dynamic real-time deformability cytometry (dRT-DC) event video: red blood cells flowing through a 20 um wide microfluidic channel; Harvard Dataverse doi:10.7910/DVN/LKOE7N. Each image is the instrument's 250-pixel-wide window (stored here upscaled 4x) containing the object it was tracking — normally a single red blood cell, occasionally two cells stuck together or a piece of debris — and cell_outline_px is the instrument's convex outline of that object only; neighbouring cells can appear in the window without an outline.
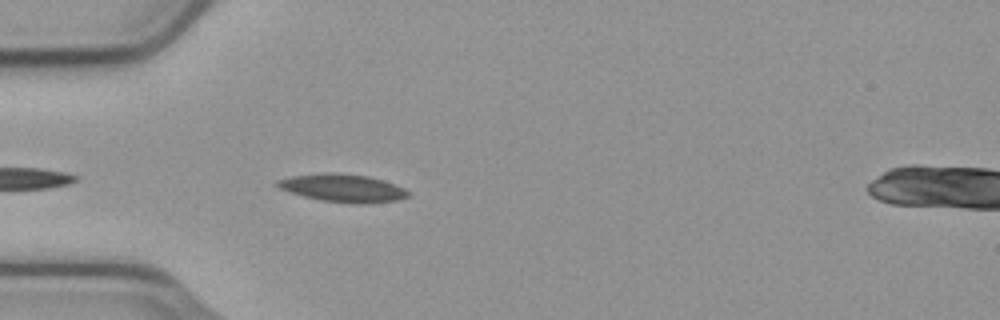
{"species": "common noctule bat (a hibernating species)", "species_latin": "Nyctalus noctula", "temperature_condition": "cold", "stored_images_in_passage": 8, "camera_frame_rate_fps": 3000, "um_per_image_px": 0.085, "animal": {"sex": "male", "body_mass_g": 23.1, "forearm_length_mm": 52.7}, "frame": {"image": 1, "passage_image": 3, "time_ms": 0.667, "image_size_px": [1000, 320], "cell_outline_px": [[412, 196], [396, 200], [368, 204], [356, 204], [320, 200], [304, 196], [280, 188], [272, 184], [276, 180], [292, 176], [324, 172], [332, 172], [368, 176], [404, 188], [412, 192]], "centroid_in_image_um": [29.15, 15.99], "position_along_channel_um": 55.9, "area_um2": 21.33}}
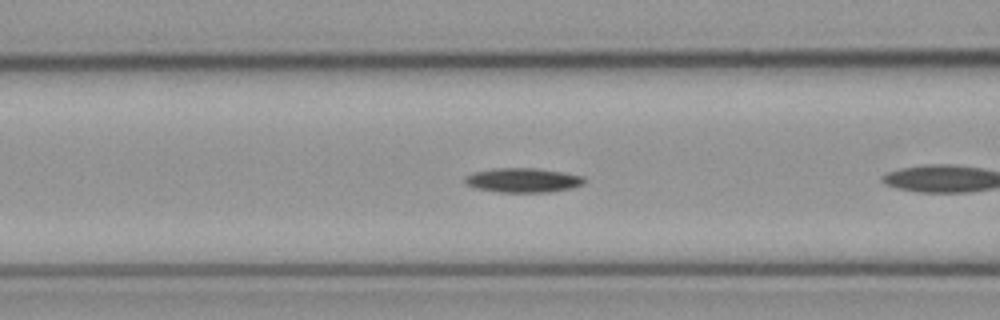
{"frame": {"image": 2, "passage_image": 6, "time_ms": 1.667, "image_size_px": [1000, 320], "cell_outline_px": [[588, 180], [584, 184], [572, 188], [548, 192], [500, 192], [476, 188], [464, 184], [464, 176], [476, 172], [492, 168], [536, 168], [584, 176]], "centroid_in_image_um": [44.46, 15.32], "position_along_channel_um": 122.1, "area_um2": 17.05}}